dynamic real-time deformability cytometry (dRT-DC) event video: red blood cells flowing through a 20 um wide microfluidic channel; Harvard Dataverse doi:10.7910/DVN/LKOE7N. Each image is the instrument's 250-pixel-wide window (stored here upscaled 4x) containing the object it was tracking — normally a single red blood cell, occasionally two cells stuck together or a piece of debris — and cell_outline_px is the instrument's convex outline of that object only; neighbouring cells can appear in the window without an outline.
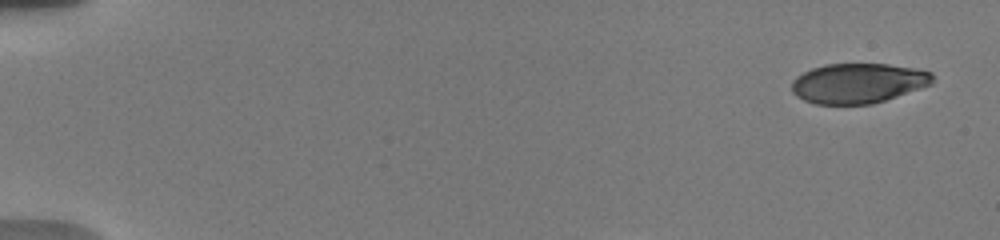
{"species": "human", "species_latin": "Homo sapiens", "temperature_condition": "warm", "stored_images_in_passage": 9, "camera_frame_rate_fps": 3000, "um_per_image_px": 0.085, "donor": {"sex": "male"}, "frame": {"image": 1, "passage_image": 1, "time_ms": 0.0, "image_size_px": [1000, 240], "cell_outline_px": [[932, 84], [872, 104], [816, 104], [804, 100], [796, 96], [792, 92], [792, 80], [796, 76], [812, 68], [824, 64], [888, 64], [916, 68], [932, 72]], "centroid_in_image_um": [72.91, 7.06], "position_along_channel_um": 12.1, "area_um2": 32.71}}
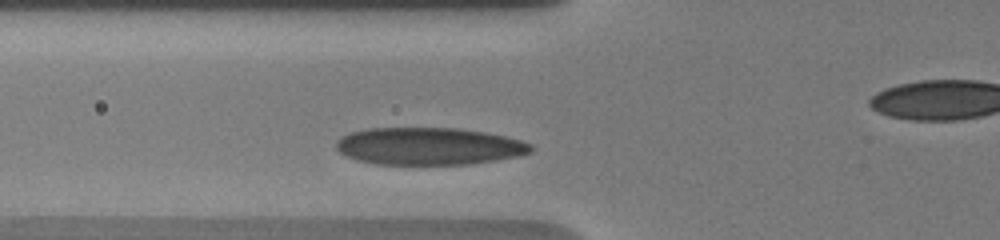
{"frame": {"image": 2, "passage_image": 6, "time_ms": 4.333, "image_size_px": [1000, 240], "cell_outline_px": [[532, 152], [516, 156], [496, 160], [468, 164], [376, 164], [356, 160], [344, 156], [336, 148], [336, 140], [340, 136], [348, 132], [368, 128], [460, 128], [484, 132], [504, 136], [520, 140], [532, 144]], "centroid_in_image_um": [36.4, 12.42], "position_along_channel_um": 89.4, "area_um2": 42.54}}
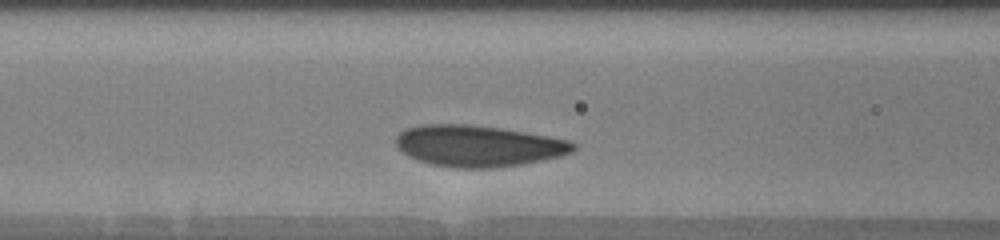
{"frame": {"image": 3, "passage_image": 8, "time_ms": 5.333, "image_size_px": [1000, 240], "cell_outline_px": [[576, 148], [572, 152], [560, 156], [520, 164], [492, 168], [456, 168], [432, 164], [408, 156], [396, 148], [396, 136], [400, 132], [408, 128], [420, 124], [468, 124], [500, 128], [548, 136], [568, 140], [576, 144]], "centroid_in_image_um": [40.62, 12.39], "position_along_channel_um": 126.0, "area_um2": 42.54}}